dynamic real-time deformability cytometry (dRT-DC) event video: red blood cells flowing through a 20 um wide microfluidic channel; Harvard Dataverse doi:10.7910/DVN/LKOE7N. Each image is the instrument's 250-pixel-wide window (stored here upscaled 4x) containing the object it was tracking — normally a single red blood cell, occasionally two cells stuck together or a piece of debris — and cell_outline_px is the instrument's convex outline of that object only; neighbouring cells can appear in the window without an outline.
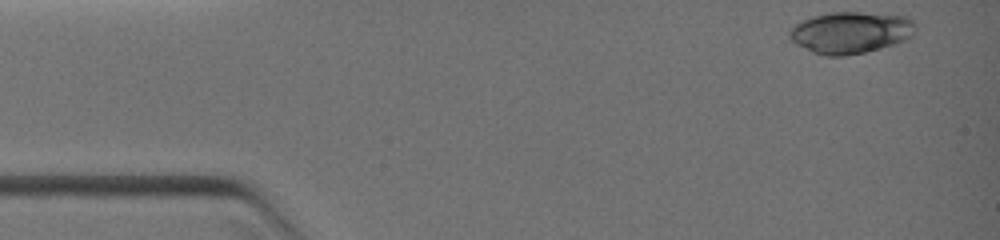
{"species": "common noctule bat (a hibernating species)", "species_latin": "Nyctalus noctula", "temperature_condition": "warm", "stored_images_in_passage": 25, "camera_frame_rate_fps": 3000, "um_per_image_px": 0.085, "animal": {"sex": "female", "body_mass_g": 19.0, "forearm_length_mm": 51.5}, "frame": {"image": 1, "passage_image": 1, "time_ms": 0.0, "image_size_px": [1000, 240], "cell_outline_px": [[916, 28], [912, 36], [892, 44], [864, 52], [844, 56], [824, 56], [812, 52], [792, 40], [788, 36], [788, 28], [812, 16], [828, 12], [860, 12], [908, 16], [916, 24]], "centroid_in_image_um": [72.29, 2.75], "position_along_channel_um": 12.7, "area_um2": 30.52}}
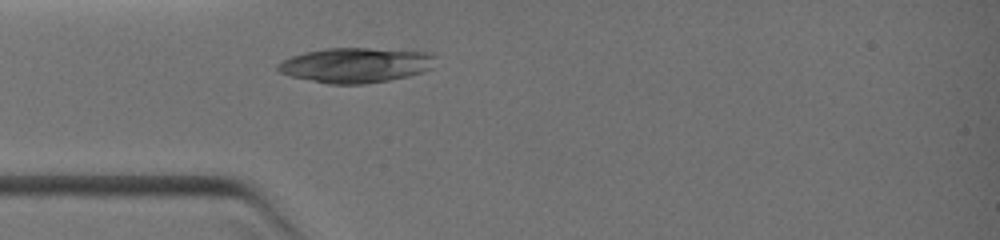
{"frame": {"image": 2, "passage_image": 18, "time_ms": 2.667, "image_size_px": [1000, 240], "cell_outline_px": [[436, 56], [432, 68], [424, 72], [408, 76], [388, 80], [364, 84], [328, 84], [288, 76], [280, 72], [276, 68], [276, 64], [280, 60], [304, 52], [324, 48], [368, 48], [432, 52]], "centroid_in_image_um": [30.22, 5.53], "position_along_channel_um": 54.8, "area_um2": 32.48}}
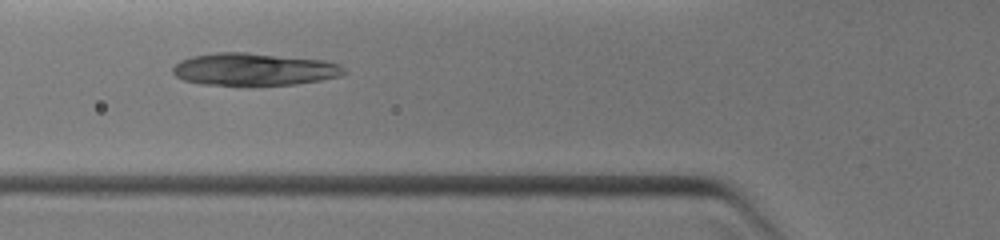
{"frame": {"image": 3, "passage_image": 24, "time_ms": 3.667, "image_size_px": [1000, 240], "cell_outline_px": [[348, 72], [340, 76], [320, 80], [296, 84], [252, 88], [200, 84], [184, 80], [176, 76], [172, 72], [172, 68], [180, 60], [192, 56], [216, 52], [244, 52], [324, 60], [340, 64], [348, 68]], "centroid_in_image_um": [21.61, 5.93], "position_along_channel_um": 104.2, "area_um2": 33.58}}